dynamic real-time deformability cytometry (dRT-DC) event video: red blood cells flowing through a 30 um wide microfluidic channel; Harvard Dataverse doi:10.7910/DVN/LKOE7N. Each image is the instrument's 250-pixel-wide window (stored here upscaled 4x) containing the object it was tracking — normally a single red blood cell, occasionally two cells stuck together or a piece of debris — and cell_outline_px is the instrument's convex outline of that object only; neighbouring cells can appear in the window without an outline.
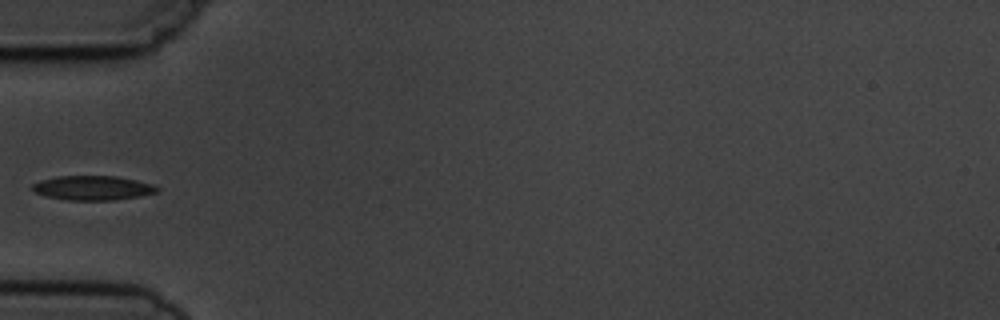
{"species": "common noctule bat (a hibernating species)", "species_latin": "Nyctalus noctula", "temperature_condition": "cold", "stored_images_in_passage": 5, "camera_frame_rate_fps": 3000, "um_per_image_px": 0.085, "animal": {"sex": "male", "body_mass_g": 19.5, "forearm_length_mm": 54.6}, "frame": {"image": 1, "passage_image": 4, "time_ms": 4.333, "image_size_px": [1000, 320], "cell_outline_px": [[160, 188], [156, 192], [140, 196], [112, 200], [68, 200], [44, 196], [36, 192], [32, 188], [32, 184], [40, 180], [56, 176], [116, 176], [156, 184]], "centroid_in_image_um": [7.9, 15.97], "position_along_channel_um": 77.1, "area_um2": 17.8}}
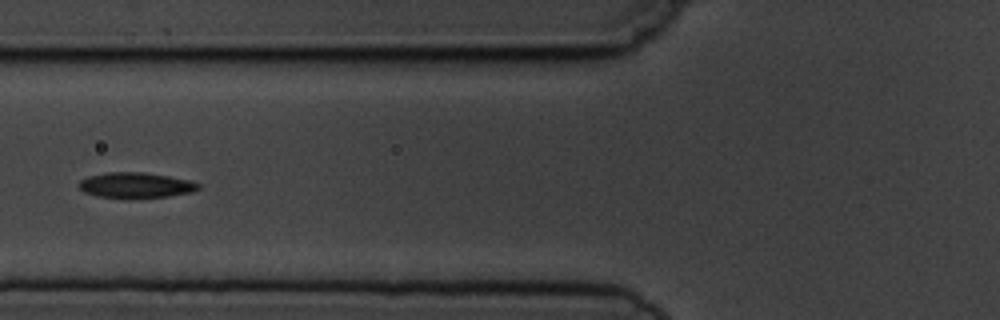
{"frame": {"image": 2, "passage_image": 5, "time_ms": 5.333, "image_size_px": [1000, 320], "cell_outline_px": [[200, 188], [192, 192], [168, 196], [132, 200], [128, 200], [96, 196], [84, 192], [76, 184], [80, 180], [88, 176], [108, 172], [144, 172], [192, 180], [200, 184]], "centroid_in_image_um": [11.52, 15.77], "position_along_channel_um": 114.3, "area_um2": 18.38}}